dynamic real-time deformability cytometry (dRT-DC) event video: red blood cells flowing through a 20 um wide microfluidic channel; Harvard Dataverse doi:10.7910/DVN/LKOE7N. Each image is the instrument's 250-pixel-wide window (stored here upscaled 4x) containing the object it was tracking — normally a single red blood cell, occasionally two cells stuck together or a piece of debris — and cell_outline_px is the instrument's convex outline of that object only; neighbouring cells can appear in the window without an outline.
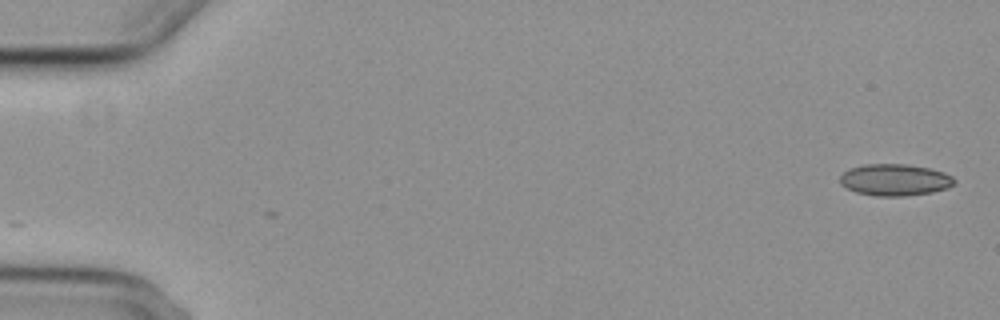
{"species": "common noctule bat (a hibernating species)", "species_latin": "Nyctalus noctula", "temperature_condition": "cold", "stored_images_in_passage": 4, "camera_frame_rate_fps": 3000, "um_per_image_px": 0.085, "animal": {"sex": "female", "body_mass_g": 29.2, "forearm_length_mm": 56.3}, "frame": {"image": 1, "passage_image": 1, "time_ms": 0.0, "image_size_px": [1000, 320], "cell_outline_px": [[956, 184], [948, 188], [932, 192], [904, 196], [876, 196], [856, 192], [840, 184], [840, 176], [848, 168], [864, 164], [908, 164], [932, 168], [944, 172], [952, 176], [956, 180]], "centroid_in_image_um": [76.09, 15.28], "position_along_channel_um": 8.9, "area_um2": 21.39}}